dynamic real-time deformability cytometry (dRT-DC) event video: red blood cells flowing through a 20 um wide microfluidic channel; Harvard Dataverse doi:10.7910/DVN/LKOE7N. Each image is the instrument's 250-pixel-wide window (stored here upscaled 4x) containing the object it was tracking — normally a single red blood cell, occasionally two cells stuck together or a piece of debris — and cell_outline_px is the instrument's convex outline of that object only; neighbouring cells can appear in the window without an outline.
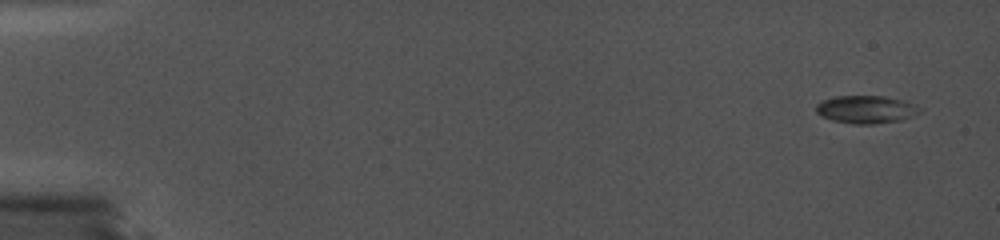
{"species": "common noctule bat (a hibernating species)", "species_latin": "Nyctalus noctula", "temperature_condition": "cold", "stored_images_in_passage": 28, "camera_frame_rate_fps": 5000, "um_per_image_px": 0.085, "animal": {"sex": "female", "body_mass_g": 19.0, "forearm_length_mm": 56.7}, "frame": {"image": 1, "passage_image": 1, "time_ms": 0.0, "image_size_px": [1000, 240], "cell_outline_px": [[920, 112], [900, 120], [872, 124], [852, 124], [832, 120], [820, 116], [816, 112], [816, 104], [824, 100], [836, 96], [884, 96], [904, 100], [920, 108]], "centroid_in_image_um": [73.57, 9.3], "position_along_channel_um": 11.4, "area_um2": 16.65}}
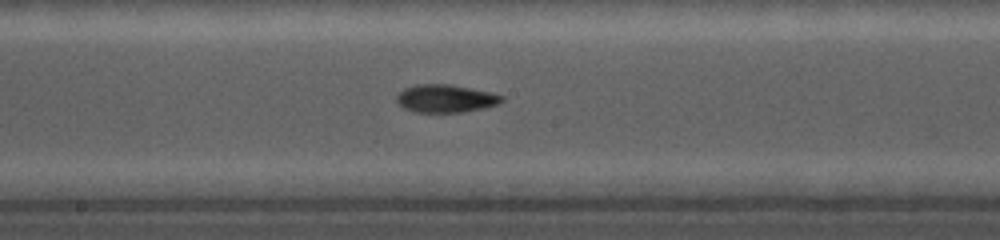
{"frame": {"image": 2, "passage_image": 16, "time_ms": 3.0, "image_size_px": [1000, 240], "cell_outline_px": [[504, 100], [496, 104], [484, 108], [460, 112], [416, 112], [404, 108], [396, 100], [396, 96], [404, 88], [416, 84], [448, 84], [472, 88], [492, 92], [504, 96]], "centroid_in_image_um": [37.88, 8.36], "position_along_channel_um": 210.3, "area_um2": 17.05}}
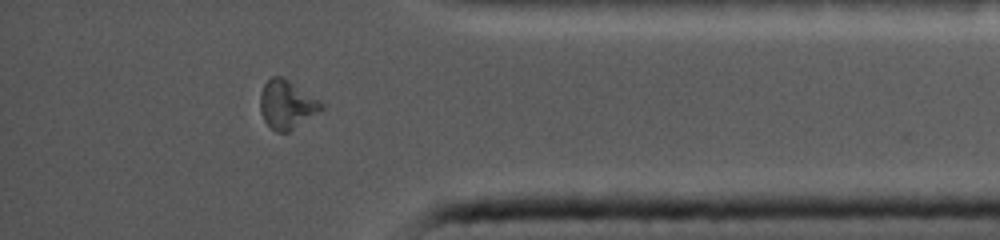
{"frame": {"image": 3, "passage_image": 25, "time_ms": 4.8, "image_size_px": [1000, 240], "cell_outline_px": [[324, 108], [288, 132], [276, 132], [264, 120], [260, 112], [260, 92], [264, 84], [272, 76], [280, 76], [288, 80], [320, 100], [324, 104]], "centroid_in_image_um": [24.36, 8.88], "position_along_channel_um": 410.8, "area_um2": 17.11}}